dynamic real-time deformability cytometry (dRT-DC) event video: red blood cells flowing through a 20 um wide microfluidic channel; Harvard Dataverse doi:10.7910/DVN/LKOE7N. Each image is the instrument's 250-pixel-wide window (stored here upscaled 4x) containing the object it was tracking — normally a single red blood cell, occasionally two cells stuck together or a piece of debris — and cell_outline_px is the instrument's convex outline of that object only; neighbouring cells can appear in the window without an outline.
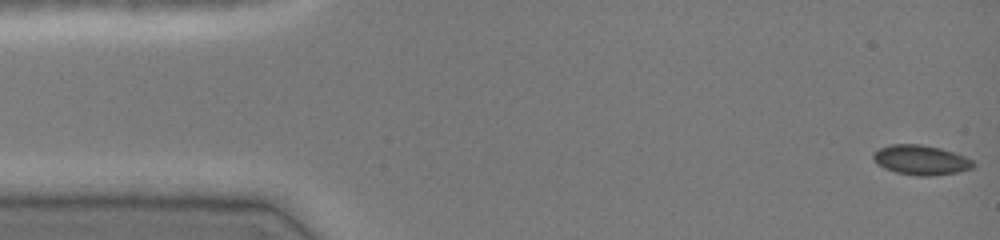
{"species": "common noctule bat (a hibernating species)", "species_latin": "Nyctalus noctula", "temperature_condition": "cold", "stored_images_in_passage": 47, "camera_frame_rate_fps": 3000, "um_per_image_px": 0.085, "animal": {"sex": "female", "body_mass_g": 19.0, "forearm_length_mm": 51.5}, "frame": {"image": 1, "passage_image": 1, "time_ms": 0.0, "image_size_px": [1000, 240], "cell_outline_px": [[976, 164], [972, 168], [960, 172], [932, 176], [920, 176], [896, 172], [884, 168], [876, 164], [872, 156], [872, 152], [880, 148], [892, 144], [920, 144], [940, 148], [964, 156], [972, 160]], "centroid_in_image_um": [78.27, 13.6], "position_along_channel_um": 6.7, "area_um2": 17.4}}
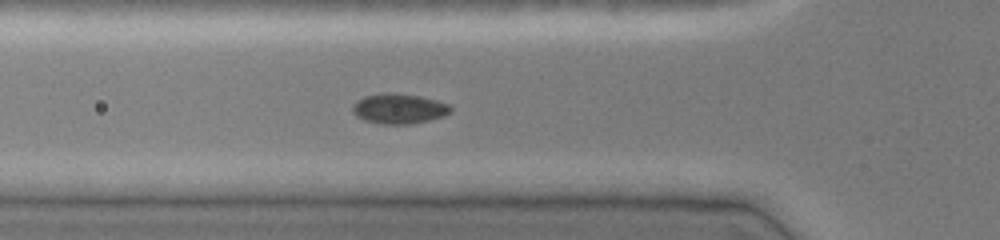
{"frame": {"image": 2, "passage_image": 16, "time_ms": 5.0, "image_size_px": [1000, 240], "cell_outline_px": [[452, 108], [444, 116], [428, 120], [408, 124], [380, 124], [364, 120], [356, 116], [352, 112], [352, 104], [356, 100], [364, 96], [420, 96], [436, 100], [448, 104]], "centroid_in_image_um": [33.89, 9.29], "position_along_channel_um": 91.9, "area_um2": 16.36}}
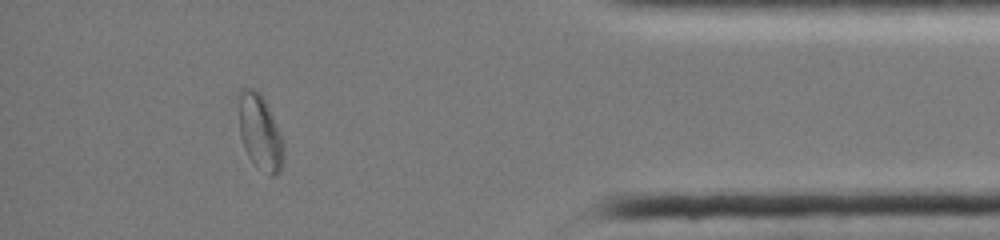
{"frame": {"image": 3, "passage_image": 42, "time_ms": 13.667, "image_size_px": [1000, 240], "cell_outline_px": [[284, 164], [280, 172], [276, 176], [268, 176], [248, 156], [244, 148], [240, 136], [236, 96], [240, 88], [252, 88], [260, 92], [284, 140]], "centroid_in_image_um": [22.08, 11.23], "position_along_channel_um": 413.1, "area_um2": 20.29}, "authors_computed_cell_mechanics": {"area_um2": 17.051, "velocity_mm_per_s": 4.0345, "shape_relaxation_time_tau1_ms": 8.1695, "shape_relaxation_time_tau2_ms": null, "deformation_change_tau1": 0.1263, "deformation_change_tau2": null}}